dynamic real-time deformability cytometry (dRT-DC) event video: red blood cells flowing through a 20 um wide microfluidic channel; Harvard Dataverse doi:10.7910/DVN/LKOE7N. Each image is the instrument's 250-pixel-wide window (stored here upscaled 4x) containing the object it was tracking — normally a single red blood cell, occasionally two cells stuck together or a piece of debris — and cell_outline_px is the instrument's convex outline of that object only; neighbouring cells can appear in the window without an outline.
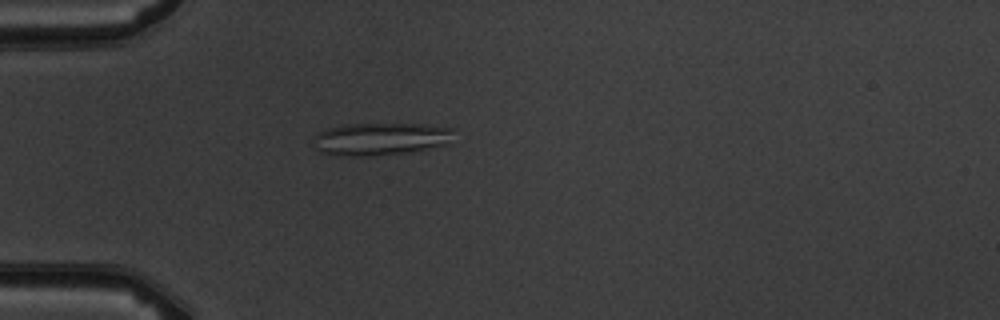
{"species": "common noctule bat (a hibernating species)", "species_latin": "Nyctalus noctula", "temperature_condition": "warm", "stored_images_in_passage": 5, "camera_frame_rate_fps": 3000, "um_per_image_px": 0.085, "animal": {"sex": "male", "body_mass_g": 19.5, "forearm_length_mm": 54.6}, "frame": {"image": 1, "passage_image": 5, "time_ms": 4.667, "image_size_px": [1000, 320], "cell_outline_px": [[456, 128], [448, 144], [404, 152], [372, 156], [336, 156], [320, 152], [316, 148], [316, 136], [320, 132], [328, 128], [344, 124], [420, 124]], "centroid_in_image_um": [32.35, 11.8], "position_along_channel_um": 52.6, "area_um2": 26.41}}